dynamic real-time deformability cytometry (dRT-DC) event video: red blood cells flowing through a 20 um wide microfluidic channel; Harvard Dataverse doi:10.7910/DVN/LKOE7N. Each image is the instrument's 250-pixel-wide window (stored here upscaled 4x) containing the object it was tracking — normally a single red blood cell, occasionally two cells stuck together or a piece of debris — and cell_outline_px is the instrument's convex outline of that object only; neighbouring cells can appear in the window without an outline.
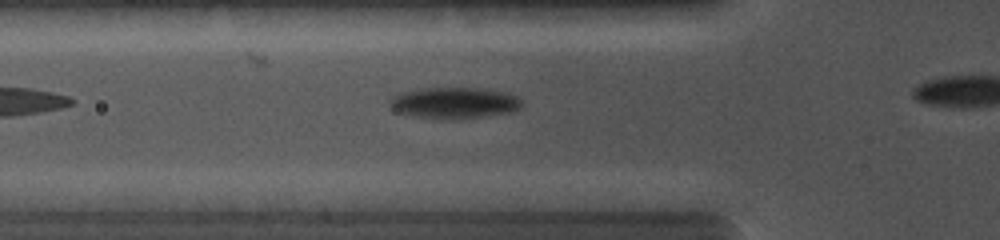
{"species": "common noctule bat (a hibernating species)", "species_latin": "Nyctalus noctula", "temperature_condition": "cold", "stored_images_in_passage": 9, "camera_frame_rate_fps": 5000, "um_per_image_px": 0.085, "animal": {"sex": "female", "body_mass_g": 19.0, "forearm_length_mm": 56.7}, "frame": {"image": 1, "passage_image": 3, "time_ms": 0.4, "image_size_px": [1000, 240], "cell_outline_px": [[520, 108], [512, 112], [456, 120], [452, 120], [416, 116], [400, 112], [392, 108], [388, 104], [400, 92], [424, 88], [476, 88], [500, 92], [516, 96], [520, 100]], "centroid_in_image_um": [38.61, 8.76], "position_along_channel_um": 87.2, "area_um2": 23.58}}